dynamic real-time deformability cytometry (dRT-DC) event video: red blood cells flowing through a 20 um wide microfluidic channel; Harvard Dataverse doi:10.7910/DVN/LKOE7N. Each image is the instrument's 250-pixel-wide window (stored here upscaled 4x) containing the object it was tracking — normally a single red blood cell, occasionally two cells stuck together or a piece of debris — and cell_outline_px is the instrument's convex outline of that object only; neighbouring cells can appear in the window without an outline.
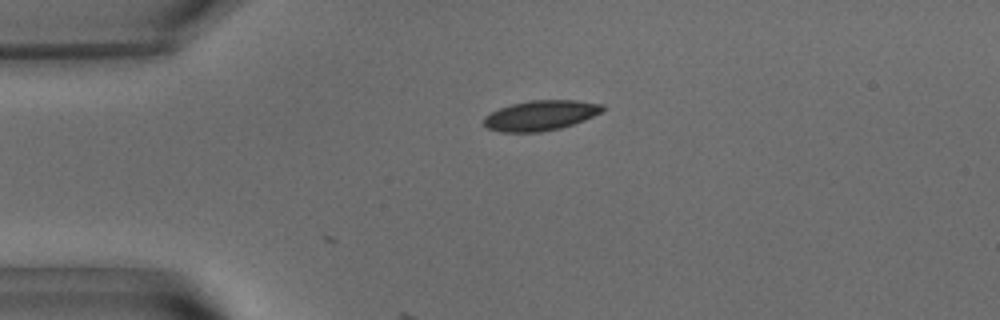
{"species": "common noctule bat (a hibernating species)", "species_latin": "Nyctalus noctula", "temperature_condition": "warm", "stored_images_in_passage": 2, "camera_frame_rate_fps": 3000, "um_per_image_px": 0.085, "animal": {"sex": "male", "body_mass_g": 15.6}, "frame": {"image": 1, "passage_image": 2, "time_ms": 0.333, "image_size_px": [1000, 320], "cell_outline_px": [[604, 108], [600, 112], [584, 120], [560, 128], [540, 132], [500, 132], [488, 128], [484, 124], [484, 116], [500, 108], [512, 104], [532, 100], [576, 100], [604, 104]], "centroid_in_image_um": [45.94, 9.81], "position_along_channel_um": 39.1, "area_um2": 20.63}}